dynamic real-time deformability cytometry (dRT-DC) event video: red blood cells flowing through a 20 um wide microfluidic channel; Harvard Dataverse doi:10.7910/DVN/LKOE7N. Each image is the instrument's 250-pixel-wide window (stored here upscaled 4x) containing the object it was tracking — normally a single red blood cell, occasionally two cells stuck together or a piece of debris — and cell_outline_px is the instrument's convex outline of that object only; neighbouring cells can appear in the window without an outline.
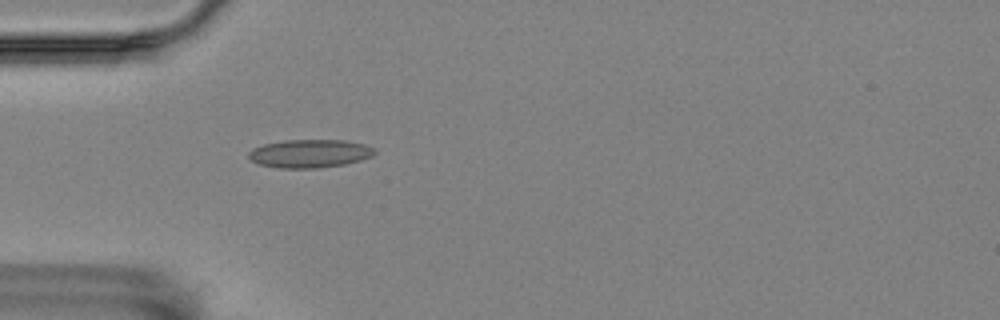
{"species": "Egyptian fruit bat (a non-hibernating species)", "species_latin": "Rousettus aegyptiacus", "temperature_condition": "room temperature", "stored_images_in_passage": 44, "camera_frame_rate_fps": 3000, "um_per_image_px": 0.085, "animal": {"sex": "female"}, "frame": {"image": 1, "passage_image": 16, "time_ms": 5.0, "image_size_px": [1000, 320], "cell_outline_px": [[376, 152], [372, 156], [360, 160], [344, 164], [320, 168], [280, 168], [260, 164], [252, 160], [248, 156], [248, 152], [252, 148], [264, 144], [284, 140], [344, 140], [364, 144], [376, 148]], "centroid_in_image_um": [26.34, 13.04], "position_along_channel_um": 58.7, "area_um2": 20.75}}
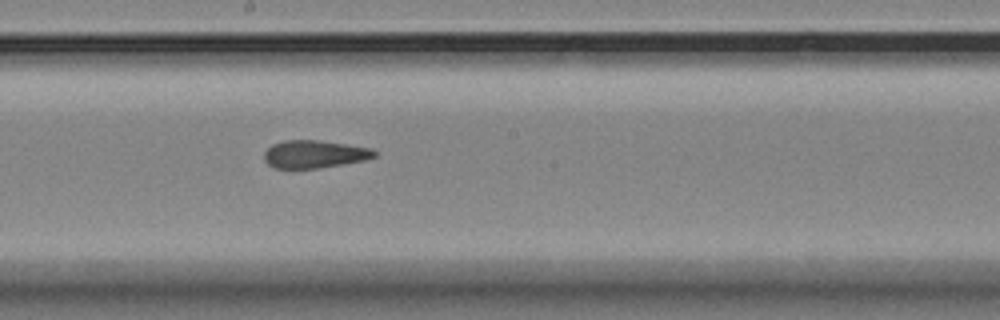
{"frame": {"image": 2, "passage_image": 30, "time_ms": 9.667, "image_size_px": [1000, 320], "cell_outline_px": [[376, 156], [364, 160], [320, 168], [276, 168], [268, 164], [264, 160], [264, 152], [272, 144], [284, 140], [320, 140], [372, 148], [376, 152]], "centroid_in_image_um": [26.71, 13.09], "position_along_channel_um": 221.5, "area_um2": 17.8}}
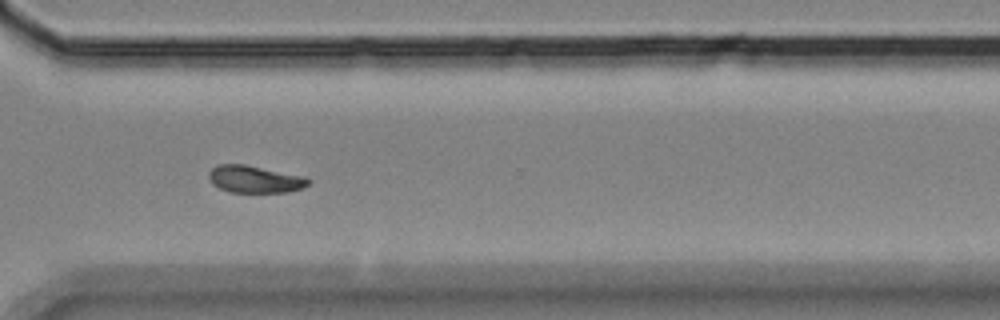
{"frame": {"image": 3, "passage_image": 41, "time_ms": 13.333, "image_size_px": [1000, 320], "cell_outline_px": [[312, 180], [304, 188], [288, 192], [232, 192], [220, 188], [212, 184], [208, 176], [208, 172], [216, 164], [244, 164], [304, 176]], "centroid_in_image_um": [21.66, 15.23], "position_along_channel_um": 348.9, "area_um2": 15.84}, "authors_computed_cell_mechanics": {"area_um2": 18.6694, "velocity_mm_per_s": 3.5376, "shape_relaxation_time_tau1_ms": 9.0418, "shape_relaxation_time_tau2_ms": 1.1219, "deformation_change_tau1": 0.1736, "deformation_change_tau2": 0.0878}}